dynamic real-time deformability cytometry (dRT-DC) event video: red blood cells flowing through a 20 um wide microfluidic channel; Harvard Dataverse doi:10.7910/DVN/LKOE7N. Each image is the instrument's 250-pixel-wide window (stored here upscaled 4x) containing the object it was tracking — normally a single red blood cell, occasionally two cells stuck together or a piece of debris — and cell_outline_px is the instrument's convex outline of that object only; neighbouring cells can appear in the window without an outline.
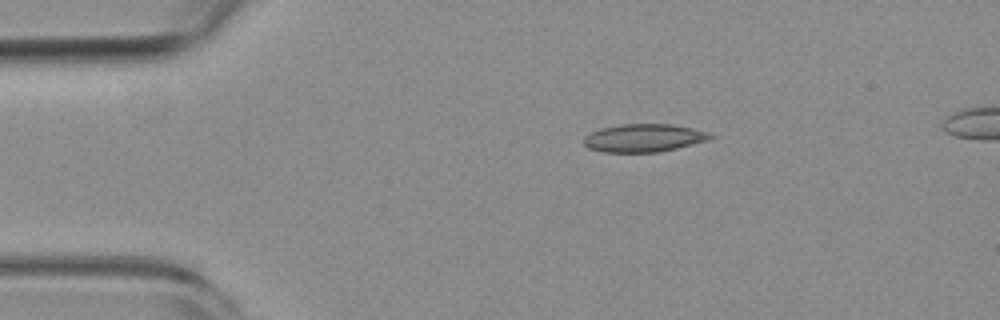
{"species": "common noctule bat (a hibernating species)", "species_latin": "Nyctalus noctula", "temperature_condition": "room temperature", "stored_images_in_passage": 8, "camera_frame_rate_fps": 3000, "um_per_image_px": 0.085, "animal": {"sex": "female", "body_mass_g": 19.3, "forearm_length_mm": 54.1}, "frame": {"image": 1, "passage_image": 1, "time_ms": 0.0, "image_size_px": [1000, 320], "cell_outline_px": [[716, 136], [708, 140], [660, 152], [604, 152], [588, 148], [584, 144], [584, 136], [600, 128], [620, 124], [672, 124], [712, 132]], "centroid_in_image_um": [54.75, 11.72], "position_along_channel_um": 30.2, "area_um2": 20.75}}
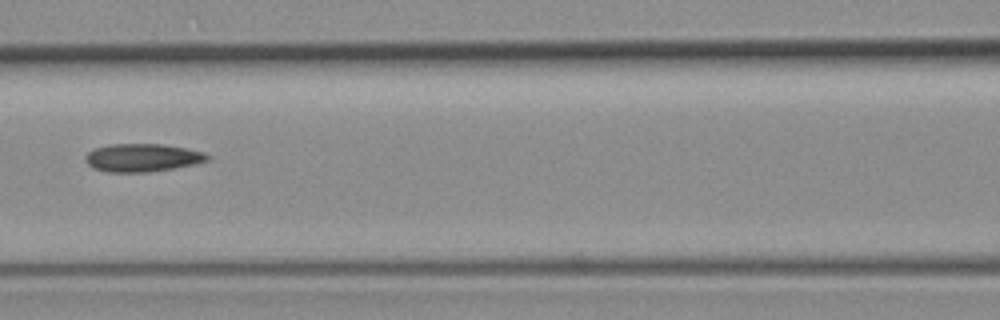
{"frame": {"image": 2, "passage_image": 5, "time_ms": 4.667, "image_size_px": [1000, 320], "cell_outline_px": [[212, 156], [208, 160], [192, 164], [172, 168], [148, 172], [104, 172], [92, 168], [84, 160], [84, 156], [88, 152], [96, 148], [112, 144], [164, 144], [188, 148], [204, 152]], "centroid_in_image_um": [12.09, 13.4], "position_along_channel_um": 154.5, "area_um2": 20.0}}
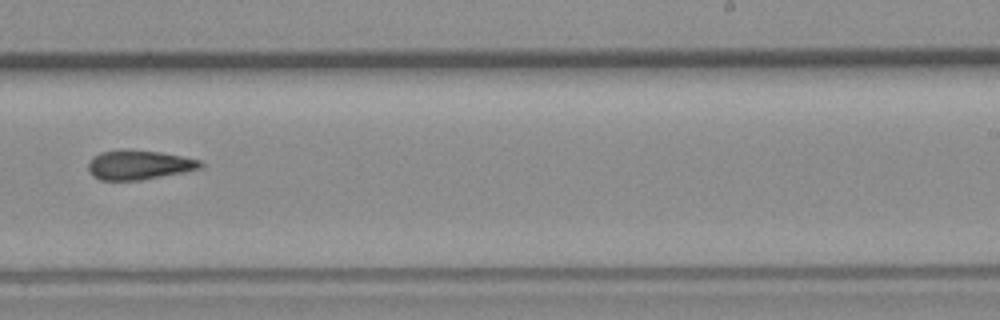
{"frame": {"image": 3, "passage_image": 8, "time_ms": 8.0, "image_size_px": [1000, 320], "cell_outline_px": [[204, 164], [200, 168], [184, 172], [140, 180], [100, 180], [92, 176], [88, 172], [88, 164], [92, 156], [100, 152], [160, 152], [200, 160]], "centroid_in_image_um": [11.79, 14.06], "position_along_channel_um": 277.2, "area_um2": 18.55}}